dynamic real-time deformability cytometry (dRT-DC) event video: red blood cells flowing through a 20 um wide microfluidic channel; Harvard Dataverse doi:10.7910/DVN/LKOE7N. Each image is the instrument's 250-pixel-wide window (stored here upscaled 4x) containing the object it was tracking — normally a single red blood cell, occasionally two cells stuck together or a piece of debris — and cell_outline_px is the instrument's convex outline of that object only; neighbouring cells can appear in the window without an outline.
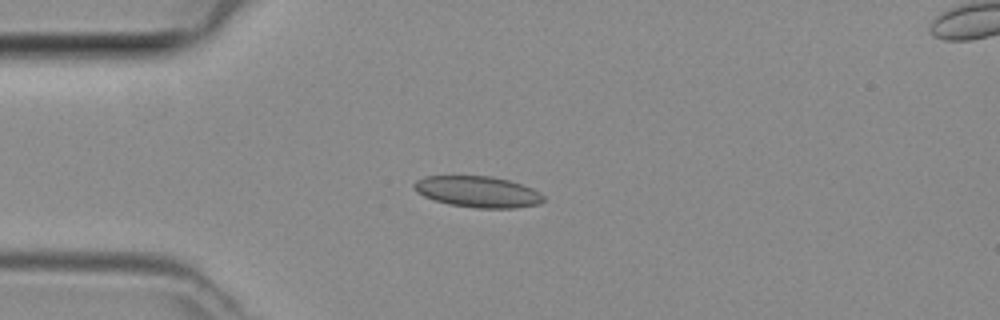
{"species": "common noctule bat (a hibernating species)", "species_latin": "Nyctalus noctula", "temperature_condition": "room temperature", "stored_images_in_passage": 2, "camera_frame_rate_fps": 3000, "um_per_image_px": 0.085, "animal": {"sex": "female", "body_mass_g": 29.2, "forearm_length_mm": 56.3}, "frame": {"image": 1, "passage_image": 1, "time_ms": 0.0, "image_size_px": [1000, 320], "cell_outline_px": [[544, 200], [540, 204], [516, 208], [476, 208], [448, 204], [424, 196], [416, 192], [412, 188], [412, 184], [416, 180], [424, 176], [492, 176], [508, 180], [532, 188], [540, 192], [544, 196]], "centroid_in_image_um": [40.6, 16.3], "position_along_channel_um": 44.4, "area_um2": 23.64}}